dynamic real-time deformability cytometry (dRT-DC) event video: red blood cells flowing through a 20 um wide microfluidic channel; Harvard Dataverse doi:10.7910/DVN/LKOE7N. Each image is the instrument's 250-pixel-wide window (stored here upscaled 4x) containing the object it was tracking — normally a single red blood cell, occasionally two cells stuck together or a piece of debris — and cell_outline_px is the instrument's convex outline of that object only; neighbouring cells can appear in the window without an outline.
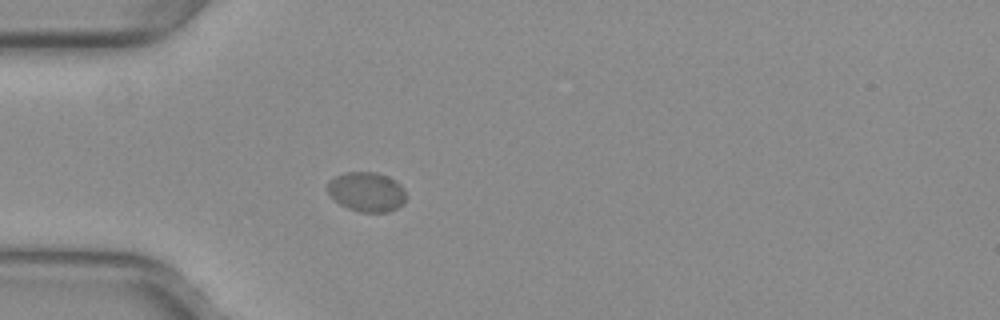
{"species": "common noctule bat (a hibernating species)", "species_latin": "Nyctalus noctula", "temperature_condition": "warm", "stored_images_in_passage": 37, "camera_frame_rate_fps": 3000, "um_per_image_px": 0.085, "animal": {"sex": "female", "body_mass_g": 29.2, "forearm_length_mm": 56.3}, "frame": {"image": 1, "passage_image": 8, "time_ms": 2.333, "image_size_px": [1000, 320], "cell_outline_px": [[404, 204], [388, 212], [360, 212], [348, 208], [340, 204], [328, 192], [328, 180], [344, 172], [376, 172], [388, 176], [396, 180], [404, 188]], "centroid_in_image_um": [31.18, 16.29], "position_along_channel_um": 53.8, "area_um2": 18.09}}
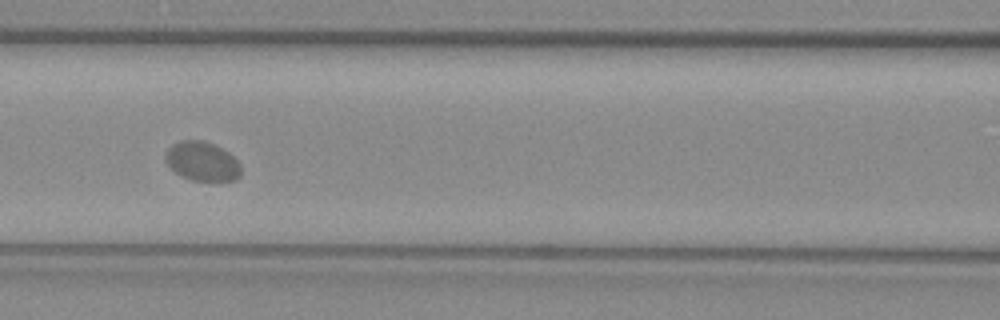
{"frame": {"image": 2, "passage_image": 16, "time_ms": 5.0, "image_size_px": [1000, 320], "cell_outline_px": [[240, 176], [236, 180], [192, 180], [180, 176], [164, 160], [164, 156], [168, 148], [172, 144], [180, 140], [204, 140], [228, 152], [240, 164]], "centroid_in_image_um": [17.15, 13.7], "position_along_channel_um": 149.4, "area_um2": 17.11}}
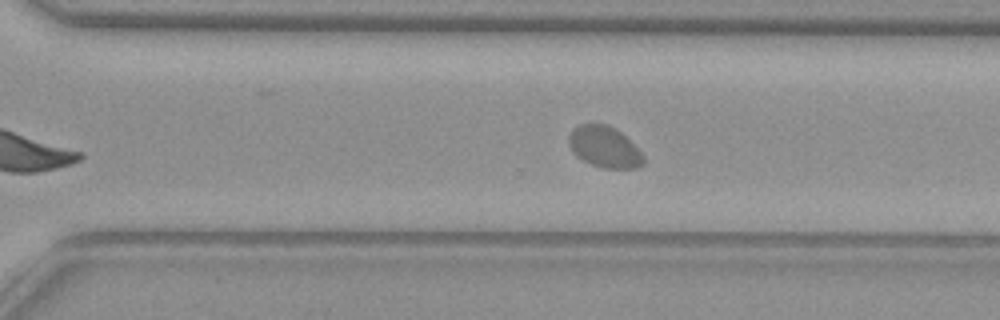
{"frame": {"image": 3, "passage_image": 29, "time_ms": 9.333, "image_size_px": [1000, 320], "cell_outline_px": [[644, 164], [636, 168], [604, 168], [592, 164], [576, 156], [572, 152], [568, 144], [568, 136], [580, 124], [608, 124], [616, 128], [644, 156]], "centroid_in_image_um": [51.36, 12.49], "position_along_channel_um": 319.2, "area_um2": 17.69}, "authors_computed_cell_mechanics": {"area_um2": 17.9758, "velocity_mm_per_s": 3.9282, "shape_relaxation_time_tau1_ms": null, "shape_relaxation_time_tau2_ms": 4.2176, "deformation_change_tau1": null, "deformation_change_tau2": 0.0324}}